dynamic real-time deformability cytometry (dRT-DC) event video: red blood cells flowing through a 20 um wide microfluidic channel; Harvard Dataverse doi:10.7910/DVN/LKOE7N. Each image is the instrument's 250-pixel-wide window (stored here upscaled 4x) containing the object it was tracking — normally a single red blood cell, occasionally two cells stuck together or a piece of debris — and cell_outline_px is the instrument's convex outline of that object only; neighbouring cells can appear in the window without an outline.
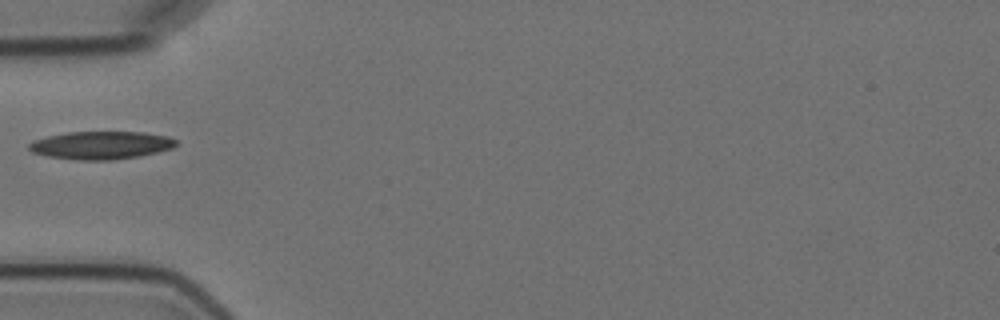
{"species": "Egyptian fruit bat (a non-hibernating species)", "species_latin": "Rousettus aegyptiacus", "temperature_condition": "cold", "stored_images_in_passage": 6, "camera_frame_rate_fps": 3000, "um_per_image_px": 0.085, "animal": {"sex": "female"}, "frame": {"image": 1, "passage_image": 6, "time_ms": 6.0, "image_size_px": [1000, 320], "cell_outline_px": [[176, 144], [172, 148], [140, 156], [112, 160], [76, 160], [48, 156], [32, 152], [28, 148], [28, 144], [32, 140], [48, 136], [68, 132], [144, 132], [168, 136], [176, 140]], "centroid_in_image_um": [8.57, 12.34], "position_along_channel_um": 76.4, "area_um2": 23.93}}